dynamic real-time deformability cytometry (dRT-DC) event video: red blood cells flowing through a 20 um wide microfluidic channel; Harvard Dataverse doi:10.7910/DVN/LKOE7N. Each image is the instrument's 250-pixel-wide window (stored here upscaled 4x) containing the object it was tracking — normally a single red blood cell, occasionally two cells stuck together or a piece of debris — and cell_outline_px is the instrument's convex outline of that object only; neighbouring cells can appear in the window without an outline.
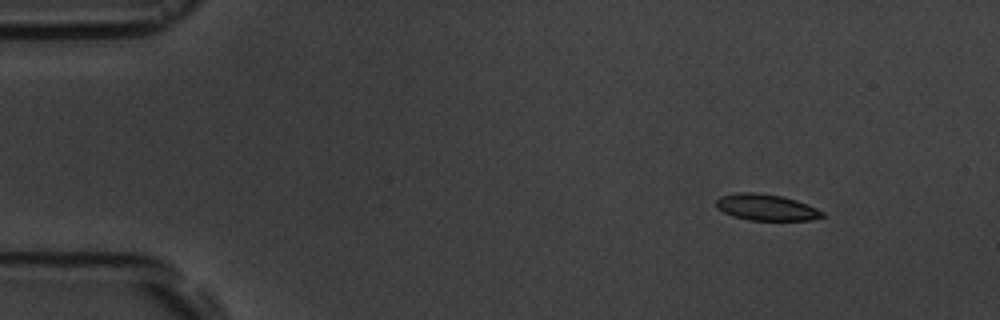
{"species": "common noctule bat (a hibernating species)", "species_latin": "Nyctalus noctula", "temperature_condition": "room temperature", "stored_images_in_passage": 4, "camera_frame_rate_fps": 3000, "um_per_image_px": 0.085, "animal": {"sex": "male", "body_mass_g": 19.5, "forearm_length_mm": 54.6}, "frame": {"image": 1, "passage_image": 1, "time_ms": 0.0, "image_size_px": [1000, 320], "cell_outline_px": [[824, 216], [812, 220], [748, 220], [732, 216], [716, 208], [716, 200], [720, 196], [736, 192], [756, 192], [784, 196], [808, 204], [824, 212]], "centroid_in_image_um": [65.11, 17.61], "position_along_channel_um": 19.9, "area_um2": 16.47}}
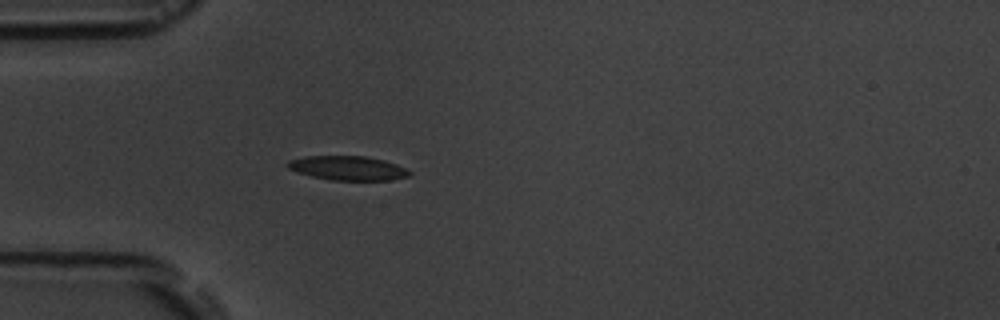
{"frame": {"image": 2, "passage_image": 4, "time_ms": 3.333, "image_size_px": [1000, 320], "cell_outline_px": [[412, 172], [408, 176], [388, 180], [332, 180], [312, 176], [296, 172], [288, 168], [284, 164], [288, 160], [304, 156], [364, 156], [384, 160], [396, 164]], "centroid_in_image_um": [29.51, 14.28], "position_along_channel_um": 55.5, "area_um2": 17.17}}